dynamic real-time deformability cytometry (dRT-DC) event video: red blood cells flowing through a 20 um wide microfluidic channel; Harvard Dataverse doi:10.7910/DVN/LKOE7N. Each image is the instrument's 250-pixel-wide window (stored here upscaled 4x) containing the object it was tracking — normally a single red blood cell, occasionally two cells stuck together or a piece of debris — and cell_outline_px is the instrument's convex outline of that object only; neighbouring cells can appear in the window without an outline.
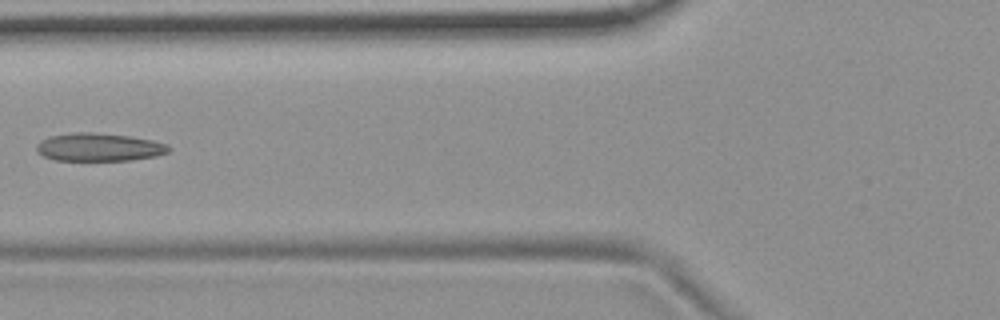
{"species": "common noctule bat (a hibernating species)", "species_latin": "Nyctalus noctula", "temperature_condition": "room temperature", "stored_images_in_passage": 7, "camera_frame_rate_fps": 3000, "um_per_image_px": 0.085, "animal": {"sex": "female", "body_mass_g": 19.9}, "frame": {"image": 1, "passage_image": 6, "time_ms": 1.667, "image_size_px": [1000, 320], "cell_outline_px": [[172, 148], [168, 152], [156, 156], [132, 160], [56, 160], [44, 156], [36, 152], [36, 144], [40, 140], [52, 136], [72, 132], [92, 132], [132, 136], [152, 140], [168, 144]], "centroid_in_image_um": [8.43, 12.5], "position_along_channel_um": 117.4, "area_um2": 21.73}}
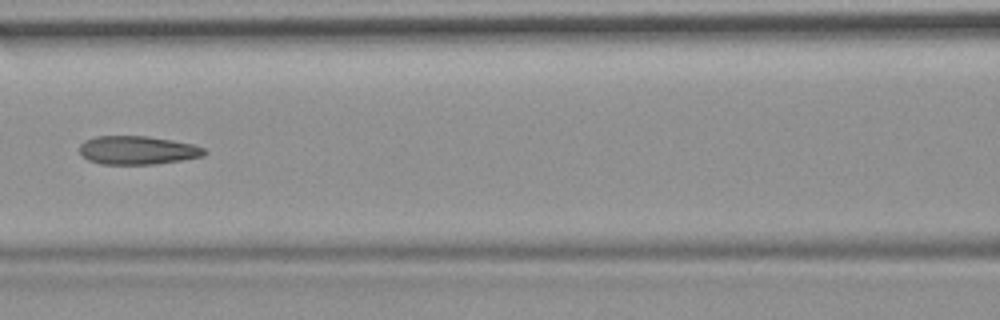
{"frame": {"image": 2, "passage_image": 7, "time_ms": 2.0, "image_size_px": [1000, 320], "cell_outline_px": [[208, 152], [204, 156], [156, 164], [100, 164], [88, 160], [80, 156], [80, 144], [84, 140], [96, 136], [148, 136], [172, 140], [192, 144], [204, 148]], "centroid_in_image_um": [11.66, 12.77], "position_along_channel_um": 154.9, "area_um2": 20.87}}